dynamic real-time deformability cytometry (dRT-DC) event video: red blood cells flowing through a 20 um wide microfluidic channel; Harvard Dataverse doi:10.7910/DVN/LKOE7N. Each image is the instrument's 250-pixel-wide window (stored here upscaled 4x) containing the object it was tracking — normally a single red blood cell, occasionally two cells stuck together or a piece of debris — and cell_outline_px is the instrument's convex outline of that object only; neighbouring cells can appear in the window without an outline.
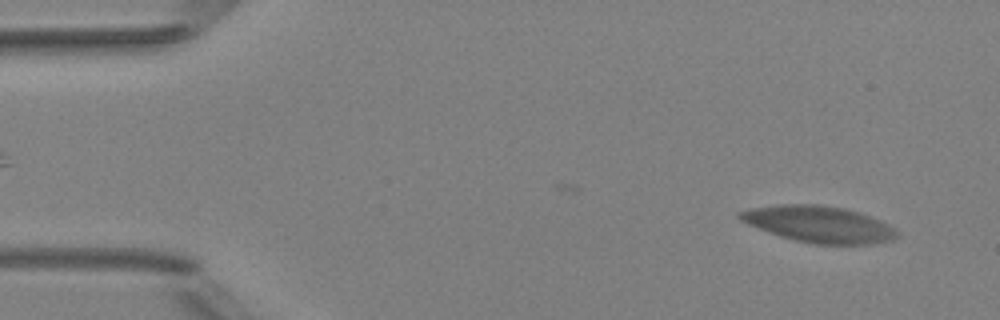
{"species": "Egyptian fruit bat (a non-hibernating species)", "species_latin": "Rousettus aegyptiacus", "temperature_condition": "room temperature", "stored_images_in_passage": 4, "camera_frame_rate_fps": 3000, "um_per_image_px": 0.085, "animal": {"sex": "female"}, "frame": {"image": 1, "passage_image": 1, "time_ms": 0.0, "image_size_px": [1000, 320], "cell_outline_px": [[900, 236], [892, 240], [872, 244], [816, 244], [796, 240], [780, 236], [768, 232], [748, 224], [740, 220], [736, 216], [736, 212], [752, 208], [776, 204], [820, 204], [844, 208], [860, 212], [880, 220], [896, 228], [900, 232]], "centroid_in_image_um": [69.63, 19.05], "position_along_channel_um": 15.4, "area_um2": 33.7}}
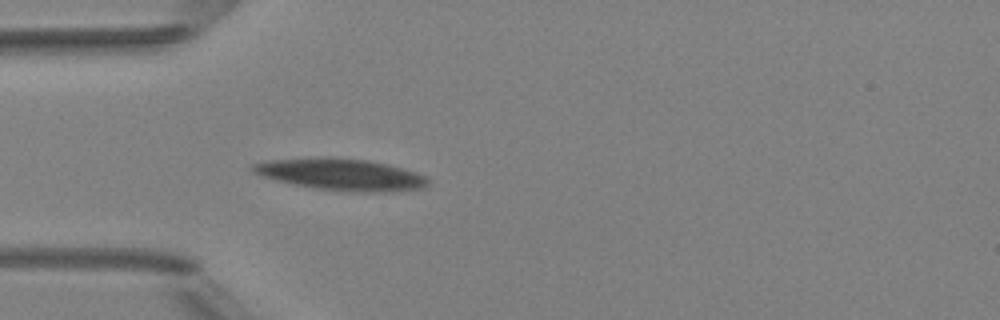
{"frame": {"image": 2, "passage_image": 4, "time_ms": 4.333, "image_size_px": [1000, 320], "cell_outline_px": [[428, 188], [396, 192], [356, 192], [316, 188], [292, 184], [276, 180], [252, 172], [248, 168], [252, 164], [264, 160], [320, 156], [332, 156], [368, 160], [388, 164], [416, 172], [428, 176]], "centroid_in_image_um": [29.01, 14.81], "position_along_channel_um": 56.0, "area_um2": 33.18}}